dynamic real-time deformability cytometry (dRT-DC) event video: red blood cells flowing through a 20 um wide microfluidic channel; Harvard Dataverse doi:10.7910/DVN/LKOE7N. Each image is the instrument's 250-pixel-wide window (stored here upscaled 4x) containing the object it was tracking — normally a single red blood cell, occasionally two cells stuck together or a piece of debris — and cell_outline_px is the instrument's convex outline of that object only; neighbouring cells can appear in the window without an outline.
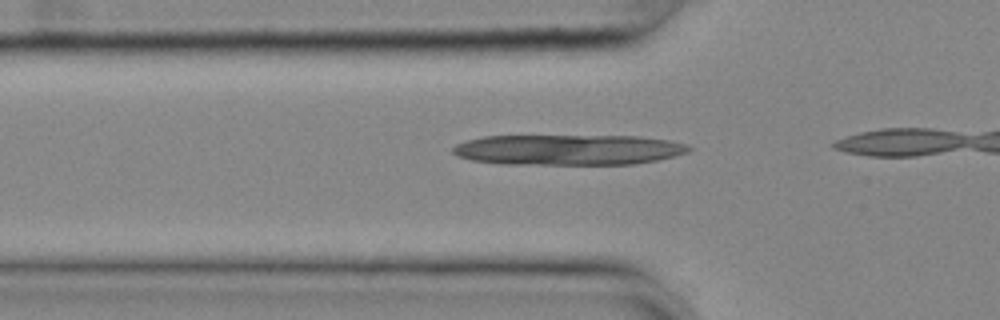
{"species": "common noctule bat (a hibernating species)", "species_latin": "Nyctalus noctula", "temperature_condition": "cold", "stored_images_in_passage": 8, "camera_frame_rate_fps": 3000, "um_per_image_px": 0.085, "animal": {"sex": "female", "body_mass_g": 25.1}, "frame": {"image": 1, "passage_image": 3, "time_ms": 0.667, "image_size_px": [1000, 320], "cell_outline_px": [[692, 148], [688, 152], [656, 160], [632, 164], [504, 164], [472, 160], [460, 156], [452, 152], [452, 148], [456, 144], [468, 140], [484, 136], [640, 136], [668, 140], [688, 144]], "centroid_in_image_um": [48.32, 12.72], "position_along_channel_um": 77.5, "area_um2": 41.79}}
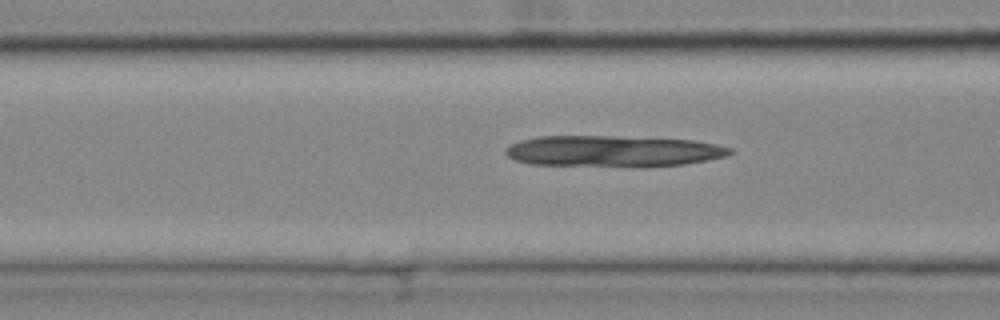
{"frame": {"image": 2, "passage_image": 6, "time_ms": 1.667, "image_size_px": [1000, 320], "cell_outline_px": [[736, 152], [724, 156], [684, 164], [532, 164], [516, 160], [508, 156], [504, 152], [504, 148], [520, 140], [540, 136], [612, 136], [692, 140], [716, 144], [732, 148]], "centroid_in_image_um": [52.08, 12.8], "position_along_channel_um": 114.5, "area_um2": 39.07}}